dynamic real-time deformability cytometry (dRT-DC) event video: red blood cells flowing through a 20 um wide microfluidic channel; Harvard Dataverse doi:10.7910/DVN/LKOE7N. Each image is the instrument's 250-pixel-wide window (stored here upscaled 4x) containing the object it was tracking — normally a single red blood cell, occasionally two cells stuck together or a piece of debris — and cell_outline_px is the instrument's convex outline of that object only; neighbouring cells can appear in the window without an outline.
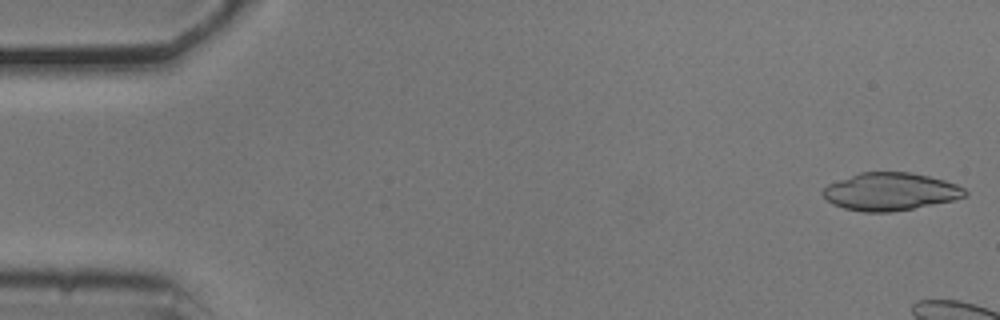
{"species": "common noctule bat (a hibernating species)", "species_latin": "Nyctalus noctula", "temperature_condition": "cold", "stored_images_in_passage": 8, "camera_frame_rate_fps": 3000, "um_per_image_px": 0.085, "animal": {"sex": "male", "body_mass_g": 20.5, "forearm_length_mm": 52.5}, "frame": {"image": 1, "passage_image": 1, "time_ms": 0.0, "image_size_px": [1000, 320], "cell_outline_px": [[968, 196], [952, 200], [892, 212], [864, 212], [844, 208], [832, 204], [824, 196], [824, 188], [828, 184], [860, 172], [912, 172], [944, 180], [956, 184], [964, 188], [968, 192]], "centroid_in_image_um": [75.7, 16.28], "position_along_channel_um": 9.3, "area_um2": 30.98}}